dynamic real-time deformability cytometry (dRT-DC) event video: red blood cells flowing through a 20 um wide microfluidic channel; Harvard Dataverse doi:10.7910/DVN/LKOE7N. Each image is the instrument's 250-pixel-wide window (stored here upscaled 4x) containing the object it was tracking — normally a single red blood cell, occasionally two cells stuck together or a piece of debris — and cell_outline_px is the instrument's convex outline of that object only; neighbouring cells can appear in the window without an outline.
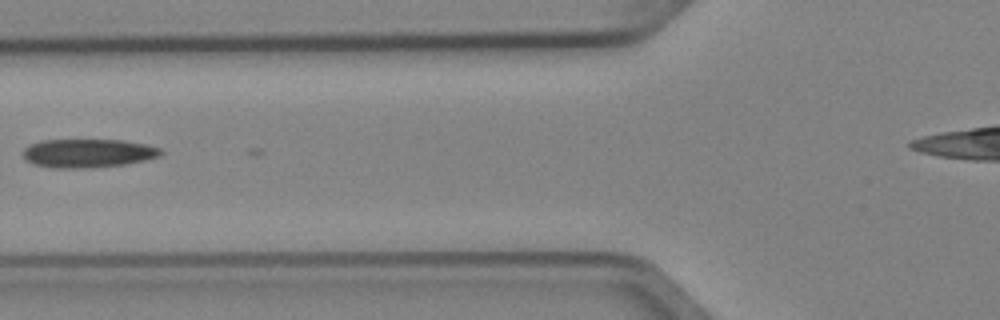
{"species": "Egyptian fruit bat (a non-hibernating species)", "species_latin": "Rousettus aegyptiacus", "temperature_condition": "cold", "stored_images_in_passage": 7, "camera_frame_rate_fps": 3000, "um_per_image_px": 0.085, "animal": {"sex": "female"}, "frame": {"image": 1, "passage_image": 6, "time_ms": 1.667, "image_size_px": [1000, 320], "cell_outline_px": [[164, 152], [160, 156], [128, 164], [84, 168], [52, 168], [32, 164], [24, 160], [24, 148], [28, 144], [40, 140], [124, 140], [144, 144], [160, 148]], "centroid_in_image_um": [7.44, 13.02], "position_along_channel_um": 118.4, "area_um2": 23.18}}